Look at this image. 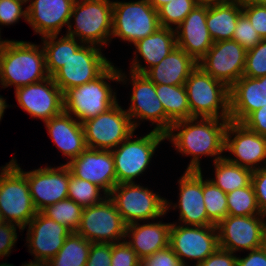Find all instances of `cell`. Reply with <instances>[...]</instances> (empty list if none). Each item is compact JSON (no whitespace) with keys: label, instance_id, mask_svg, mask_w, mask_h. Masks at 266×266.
Segmentation results:
<instances>
[{"label":"cell","instance_id":"cell-1","mask_svg":"<svg viewBox=\"0 0 266 266\" xmlns=\"http://www.w3.org/2000/svg\"><path fill=\"white\" fill-rule=\"evenodd\" d=\"M229 120L192 117L172 123L165 134L172 147L182 156H191L186 171H203L201 157L213 162L224 158L225 131Z\"/></svg>","mask_w":266,"mask_h":266},{"label":"cell","instance_id":"cell-2","mask_svg":"<svg viewBox=\"0 0 266 266\" xmlns=\"http://www.w3.org/2000/svg\"><path fill=\"white\" fill-rule=\"evenodd\" d=\"M48 77L42 44L10 40L0 52L1 88L14 86L15 90Z\"/></svg>","mask_w":266,"mask_h":266},{"label":"cell","instance_id":"cell-3","mask_svg":"<svg viewBox=\"0 0 266 266\" xmlns=\"http://www.w3.org/2000/svg\"><path fill=\"white\" fill-rule=\"evenodd\" d=\"M109 80L119 83V68L113 63L96 79L67 89L63 93L64 112L82 123L108 111L119 101Z\"/></svg>","mask_w":266,"mask_h":266},{"label":"cell","instance_id":"cell-4","mask_svg":"<svg viewBox=\"0 0 266 266\" xmlns=\"http://www.w3.org/2000/svg\"><path fill=\"white\" fill-rule=\"evenodd\" d=\"M112 11V0H76L65 34L83 44L101 48L109 46L112 35Z\"/></svg>","mask_w":266,"mask_h":266},{"label":"cell","instance_id":"cell-5","mask_svg":"<svg viewBox=\"0 0 266 266\" xmlns=\"http://www.w3.org/2000/svg\"><path fill=\"white\" fill-rule=\"evenodd\" d=\"M192 117L230 120V88L196 66L185 82Z\"/></svg>","mask_w":266,"mask_h":266},{"label":"cell","instance_id":"cell-6","mask_svg":"<svg viewBox=\"0 0 266 266\" xmlns=\"http://www.w3.org/2000/svg\"><path fill=\"white\" fill-rule=\"evenodd\" d=\"M129 75V76H128ZM131 84L132 93L130 104L126 112L129 115L134 129L140 127V122L150 121L153 131L166 134L173 121L166 115L164 107L157 97L155 84L144 74L129 71L128 74L119 68V84Z\"/></svg>","mask_w":266,"mask_h":266},{"label":"cell","instance_id":"cell-7","mask_svg":"<svg viewBox=\"0 0 266 266\" xmlns=\"http://www.w3.org/2000/svg\"><path fill=\"white\" fill-rule=\"evenodd\" d=\"M134 134L135 131L111 150L117 184L133 183L143 175L151 165L157 147L166 140L165 134L153 130L139 137Z\"/></svg>","mask_w":266,"mask_h":266},{"label":"cell","instance_id":"cell-8","mask_svg":"<svg viewBox=\"0 0 266 266\" xmlns=\"http://www.w3.org/2000/svg\"><path fill=\"white\" fill-rule=\"evenodd\" d=\"M108 196L126 225L167 215V199L136 182L116 184Z\"/></svg>","mask_w":266,"mask_h":266},{"label":"cell","instance_id":"cell-9","mask_svg":"<svg viewBox=\"0 0 266 266\" xmlns=\"http://www.w3.org/2000/svg\"><path fill=\"white\" fill-rule=\"evenodd\" d=\"M0 213L22 229L37 213L26 176L11 161L0 169Z\"/></svg>","mask_w":266,"mask_h":266},{"label":"cell","instance_id":"cell-10","mask_svg":"<svg viewBox=\"0 0 266 266\" xmlns=\"http://www.w3.org/2000/svg\"><path fill=\"white\" fill-rule=\"evenodd\" d=\"M158 28V11L146 0H113L111 41L117 37L133 45Z\"/></svg>","mask_w":266,"mask_h":266},{"label":"cell","instance_id":"cell-11","mask_svg":"<svg viewBox=\"0 0 266 266\" xmlns=\"http://www.w3.org/2000/svg\"><path fill=\"white\" fill-rule=\"evenodd\" d=\"M119 102L108 111L82 122L87 148L113 150L136 131Z\"/></svg>","mask_w":266,"mask_h":266},{"label":"cell","instance_id":"cell-12","mask_svg":"<svg viewBox=\"0 0 266 266\" xmlns=\"http://www.w3.org/2000/svg\"><path fill=\"white\" fill-rule=\"evenodd\" d=\"M169 246L184 266H196L219 248L217 227L172 222ZM191 261H195L193 265H189Z\"/></svg>","mask_w":266,"mask_h":266},{"label":"cell","instance_id":"cell-13","mask_svg":"<svg viewBox=\"0 0 266 266\" xmlns=\"http://www.w3.org/2000/svg\"><path fill=\"white\" fill-rule=\"evenodd\" d=\"M76 233L92 243L114 244L126 239V224L108 196L101 203L83 209Z\"/></svg>","mask_w":266,"mask_h":266},{"label":"cell","instance_id":"cell-14","mask_svg":"<svg viewBox=\"0 0 266 266\" xmlns=\"http://www.w3.org/2000/svg\"><path fill=\"white\" fill-rule=\"evenodd\" d=\"M102 49L92 44H83L71 54L65 64L52 76L63 93L67 89L96 79L112 64Z\"/></svg>","mask_w":266,"mask_h":266},{"label":"cell","instance_id":"cell-15","mask_svg":"<svg viewBox=\"0 0 266 266\" xmlns=\"http://www.w3.org/2000/svg\"><path fill=\"white\" fill-rule=\"evenodd\" d=\"M25 176L29 185L30 195L37 212L49 205L68 198L70 169L66 164L60 166L39 167L24 171L14 155L10 160Z\"/></svg>","mask_w":266,"mask_h":266},{"label":"cell","instance_id":"cell-16","mask_svg":"<svg viewBox=\"0 0 266 266\" xmlns=\"http://www.w3.org/2000/svg\"><path fill=\"white\" fill-rule=\"evenodd\" d=\"M219 248L232 253L250 251L264 246L266 215H227L217 225Z\"/></svg>","mask_w":266,"mask_h":266},{"label":"cell","instance_id":"cell-17","mask_svg":"<svg viewBox=\"0 0 266 266\" xmlns=\"http://www.w3.org/2000/svg\"><path fill=\"white\" fill-rule=\"evenodd\" d=\"M246 54L247 50L237 41L221 40L213 43L197 65L231 88L243 76Z\"/></svg>","mask_w":266,"mask_h":266},{"label":"cell","instance_id":"cell-18","mask_svg":"<svg viewBox=\"0 0 266 266\" xmlns=\"http://www.w3.org/2000/svg\"><path fill=\"white\" fill-rule=\"evenodd\" d=\"M224 156L229 162L252 171L266 166V137L229 120L225 131ZM231 154V155H230Z\"/></svg>","mask_w":266,"mask_h":266},{"label":"cell","instance_id":"cell-19","mask_svg":"<svg viewBox=\"0 0 266 266\" xmlns=\"http://www.w3.org/2000/svg\"><path fill=\"white\" fill-rule=\"evenodd\" d=\"M178 201L166 200V213L178 209V224L191 226L215 225L207 216L203 197V172L186 171L179 177Z\"/></svg>","mask_w":266,"mask_h":266},{"label":"cell","instance_id":"cell-20","mask_svg":"<svg viewBox=\"0 0 266 266\" xmlns=\"http://www.w3.org/2000/svg\"><path fill=\"white\" fill-rule=\"evenodd\" d=\"M14 93L19 107L34 119L45 122L64 111L63 92L50 76L40 82L18 87Z\"/></svg>","mask_w":266,"mask_h":266},{"label":"cell","instance_id":"cell-21","mask_svg":"<svg viewBox=\"0 0 266 266\" xmlns=\"http://www.w3.org/2000/svg\"><path fill=\"white\" fill-rule=\"evenodd\" d=\"M25 229L27 252L34 256L31 262L42 263L52 259L72 233L69 228L48 218L42 212H37L23 231Z\"/></svg>","mask_w":266,"mask_h":266},{"label":"cell","instance_id":"cell-22","mask_svg":"<svg viewBox=\"0 0 266 266\" xmlns=\"http://www.w3.org/2000/svg\"><path fill=\"white\" fill-rule=\"evenodd\" d=\"M66 165L73 176L99 186L107 195L117 184L114 158L110 150L86 148Z\"/></svg>","mask_w":266,"mask_h":266},{"label":"cell","instance_id":"cell-23","mask_svg":"<svg viewBox=\"0 0 266 266\" xmlns=\"http://www.w3.org/2000/svg\"><path fill=\"white\" fill-rule=\"evenodd\" d=\"M76 0H27V23L40 38L59 35L68 27Z\"/></svg>","mask_w":266,"mask_h":266},{"label":"cell","instance_id":"cell-24","mask_svg":"<svg viewBox=\"0 0 266 266\" xmlns=\"http://www.w3.org/2000/svg\"><path fill=\"white\" fill-rule=\"evenodd\" d=\"M207 5L197 4L184 21L175 28L177 46L198 62L212 47L207 24Z\"/></svg>","mask_w":266,"mask_h":266},{"label":"cell","instance_id":"cell-25","mask_svg":"<svg viewBox=\"0 0 266 266\" xmlns=\"http://www.w3.org/2000/svg\"><path fill=\"white\" fill-rule=\"evenodd\" d=\"M133 45L135 56L130 63L129 71L144 74L148 69L159 64L162 59L177 47L175 29L160 27L154 33ZM141 58L147 66L142 64Z\"/></svg>","mask_w":266,"mask_h":266},{"label":"cell","instance_id":"cell-26","mask_svg":"<svg viewBox=\"0 0 266 266\" xmlns=\"http://www.w3.org/2000/svg\"><path fill=\"white\" fill-rule=\"evenodd\" d=\"M266 105V75L242 76L230 88V121L241 123L250 113Z\"/></svg>","mask_w":266,"mask_h":266},{"label":"cell","instance_id":"cell-27","mask_svg":"<svg viewBox=\"0 0 266 266\" xmlns=\"http://www.w3.org/2000/svg\"><path fill=\"white\" fill-rule=\"evenodd\" d=\"M44 123L53 143L69 160L65 164L87 148L82 123L68 113L63 111Z\"/></svg>","mask_w":266,"mask_h":266},{"label":"cell","instance_id":"cell-28","mask_svg":"<svg viewBox=\"0 0 266 266\" xmlns=\"http://www.w3.org/2000/svg\"><path fill=\"white\" fill-rule=\"evenodd\" d=\"M171 225L172 223H163L160 219L157 222L152 220L126 225L125 237L128 239L125 241L142 260L169 246Z\"/></svg>","mask_w":266,"mask_h":266},{"label":"cell","instance_id":"cell-29","mask_svg":"<svg viewBox=\"0 0 266 266\" xmlns=\"http://www.w3.org/2000/svg\"><path fill=\"white\" fill-rule=\"evenodd\" d=\"M197 62L178 46L144 75L154 84L185 85Z\"/></svg>","mask_w":266,"mask_h":266},{"label":"cell","instance_id":"cell-30","mask_svg":"<svg viewBox=\"0 0 266 266\" xmlns=\"http://www.w3.org/2000/svg\"><path fill=\"white\" fill-rule=\"evenodd\" d=\"M242 3L207 6L206 24L214 42L232 40Z\"/></svg>","mask_w":266,"mask_h":266},{"label":"cell","instance_id":"cell-31","mask_svg":"<svg viewBox=\"0 0 266 266\" xmlns=\"http://www.w3.org/2000/svg\"><path fill=\"white\" fill-rule=\"evenodd\" d=\"M50 35L41 38V43L45 52L46 70L52 77L70 58L71 54L76 52L83 43L67 34ZM59 37V38H58Z\"/></svg>","mask_w":266,"mask_h":266},{"label":"cell","instance_id":"cell-32","mask_svg":"<svg viewBox=\"0 0 266 266\" xmlns=\"http://www.w3.org/2000/svg\"><path fill=\"white\" fill-rule=\"evenodd\" d=\"M214 177L207 178L226 194L251 183L252 170L229 162L225 157L214 163Z\"/></svg>","mask_w":266,"mask_h":266},{"label":"cell","instance_id":"cell-33","mask_svg":"<svg viewBox=\"0 0 266 266\" xmlns=\"http://www.w3.org/2000/svg\"><path fill=\"white\" fill-rule=\"evenodd\" d=\"M155 90L166 115L173 122L191 118L185 85L155 84Z\"/></svg>","mask_w":266,"mask_h":266},{"label":"cell","instance_id":"cell-34","mask_svg":"<svg viewBox=\"0 0 266 266\" xmlns=\"http://www.w3.org/2000/svg\"><path fill=\"white\" fill-rule=\"evenodd\" d=\"M91 243L72 232L58 253L47 262L48 266H86Z\"/></svg>","mask_w":266,"mask_h":266},{"label":"cell","instance_id":"cell-35","mask_svg":"<svg viewBox=\"0 0 266 266\" xmlns=\"http://www.w3.org/2000/svg\"><path fill=\"white\" fill-rule=\"evenodd\" d=\"M83 207L69 198L58 201L53 205L47 206L41 212L48 218L76 232L80 226Z\"/></svg>","mask_w":266,"mask_h":266},{"label":"cell","instance_id":"cell-36","mask_svg":"<svg viewBox=\"0 0 266 266\" xmlns=\"http://www.w3.org/2000/svg\"><path fill=\"white\" fill-rule=\"evenodd\" d=\"M228 215L252 216L264 215L261 213L252 183L227 193Z\"/></svg>","mask_w":266,"mask_h":266},{"label":"cell","instance_id":"cell-37","mask_svg":"<svg viewBox=\"0 0 266 266\" xmlns=\"http://www.w3.org/2000/svg\"><path fill=\"white\" fill-rule=\"evenodd\" d=\"M108 195L97 185L73 176L70 172L68 198L78 205L90 207L101 203Z\"/></svg>","mask_w":266,"mask_h":266},{"label":"cell","instance_id":"cell-38","mask_svg":"<svg viewBox=\"0 0 266 266\" xmlns=\"http://www.w3.org/2000/svg\"><path fill=\"white\" fill-rule=\"evenodd\" d=\"M203 175V197L208 218L217 225L228 215L226 193Z\"/></svg>","mask_w":266,"mask_h":266},{"label":"cell","instance_id":"cell-39","mask_svg":"<svg viewBox=\"0 0 266 266\" xmlns=\"http://www.w3.org/2000/svg\"><path fill=\"white\" fill-rule=\"evenodd\" d=\"M197 4L198 0H171L161 6L157 10L160 27L177 28Z\"/></svg>","mask_w":266,"mask_h":266},{"label":"cell","instance_id":"cell-40","mask_svg":"<svg viewBox=\"0 0 266 266\" xmlns=\"http://www.w3.org/2000/svg\"><path fill=\"white\" fill-rule=\"evenodd\" d=\"M266 75V39L247 50L243 76L259 78Z\"/></svg>","mask_w":266,"mask_h":266},{"label":"cell","instance_id":"cell-41","mask_svg":"<svg viewBox=\"0 0 266 266\" xmlns=\"http://www.w3.org/2000/svg\"><path fill=\"white\" fill-rule=\"evenodd\" d=\"M26 5L27 0H0V26L16 24L22 18L27 23Z\"/></svg>","mask_w":266,"mask_h":266},{"label":"cell","instance_id":"cell-42","mask_svg":"<svg viewBox=\"0 0 266 266\" xmlns=\"http://www.w3.org/2000/svg\"><path fill=\"white\" fill-rule=\"evenodd\" d=\"M232 40L237 41L246 50L254 48L262 40L243 12L237 19Z\"/></svg>","mask_w":266,"mask_h":266},{"label":"cell","instance_id":"cell-43","mask_svg":"<svg viewBox=\"0 0 266 266\" xmlns=\"http://www.w3.org/2000/svg\"><path fill=\"white\" fill-rule=\"evenodd\" d=\"M242 12L249 19L261 39H266V6L244 0L242 2Z\"/></svg>","mask_w":266,"mask_h":266},{"label":"cell","instance_id":"cell-44","mask_svg":"<svg viewBox=\"0 0 266 266\" xmlns=\"http://www.w3.org/2000/svg\"><path fill=\"white\" fill-rule=\"evenodd\" d=\"M111 266H140V259L124 240L112 244Z\"/></svg>","mask_w":266,"mask_h":266},{"label":"cell","instance_id":"cell-45","mask_svg":"<svg viewBox=\"0 0 266 266\" xmlns=\"http://www.w3.org/2000/svg\"><path fill=\"white\" fill-rule=\"evenodd\" d=\"M17 228L23 232L20 226L10 222H5L0 226V259L9 257L13 247L15 248L18 241Z\"/></svg>","mask_w":266,"mask_h":266},{"label":"cell","instance_id":"cell-46","mask_svg":"<svg viewBox=\"0 0 266 266\" xmlns=\"http://www.w3.org/2000/svg\"><path fill=\"white\" fill-rule=\"evenodd\" d=\"M140 266H184L170 246L140 260Z\"/></svg>","mask_w":266,"mask_h":266},{"label":"cell","instance_id":"cell-47","mask_svg":"<svg viewBox=\"0 0 266 266\" xmlns=\"http://www.w3.org/2000/svg\"><path fill=\"white\" fill-rule=\"evenodd\" d=\"M111 255V243H91L86 266H111Z\"/></svg>","mask_w":266,"mask_h":266},{"label":"cell","instance_id":"cell-48","mask_svg":"<svg viewBox=\"0 0 266 266\" xmlns=\"http://www.w3.org/2000/svg\"><path fill=\"white\" fill-rule=\"evenodd\" d=\"M251 183L257 199L258 207L266 215V166L253 170Z\"/></svg>","mask_w":266,"mask_h":266},{"label":"cell","instance_id":"cell-49","mask_svg":"<svg viewBox=\"0 0 266 266\" xmlns=\"http://www.w3.org/2000/svg\"><path fill=\"white\" fill-rule=\"evenodd\" d=\"M196 266H237V255L231 251L218 248Z\"/></svg>","mask_w":266,"mask_h":266},{"label":"cell","instance_id":"cell-50","mask_svg":"<svg viewBox=\"0 0 266 266\" xmlns=\"http://www.w3.org/2000/svg\"><path fill=\"white\" fill-rule=\"evenodd\" d=\"M241 123L249 130L266 137V105L250 113Z\"/></svg>","mask_w":266,"mask_h":266},{"label":"cell","instance_id":"cell-51","mask_svg":"<svg viewBox=\"0 0 266 266\" xmlns=\"http://www.w3.org/2000/svg\"><path fill=\"white\" fill-rule=\"evenodd\" d=\"M247 252L243 257L237 255V266H266L265 246Z\"/></svg>","mask_w":266,"mask_h":266},{"label":"cell","instance_id":"cell-52","mask_svg":"<svg viewBox=\"0 0 266 266\" xmlns=\"http://www.w3.org/2000/svg\"><path fill=\"white\" fill-rule=\"evenodd\" d=\"M198 1L200 4L210 6V5L242 3L244 0H198Z\"/></svg>","mask_w":266,"mask_h":266},{"label":"cell","instance_id":"cell-53","mask_svg":"<svg viewBox=\"0 0 266 266\" xmlns=\"http://www.w3.org/2000/svg\"><path fill=\"white\" fill-rule=\"evenodd\" d=\"M155 10L169 3L171 0H146Z\"/></svg>","mask_w":266,"mask_h":266},{"label":"cell","instance_id":"cell-54","mask_svg":"<svg viewBox=\"0 0 266 266\" xmlns=\"http://www.w3.org/2000/svg\"><path fill=\"white\" fill-rule=\"evenodd\" d=\"M10 107L9 104H7L6 99L3 98L2 95H0V121L4 116V112L6 108Z\"/></svg>","mask_w":266,"mask_h":266},{"label":"cell","instance_id":"cell-55","mask_svg":"<svg viewBox=\"0 0 266 266\" xmlns=\"http://www.w3.org/2000/svg\"><path fill=\"white\" fill-rule=\"evenodd\" d=\"M21 266H48L47 263H42V262H31L29 261L28 263H24Z\"/></svg>","mask_w":266,"mask_h":266},{"label":"cell","instance_id":"cell-56","mask_svg":"<svg viewBox=\"0 0 266 266\" xmlns=\"http://www.w3.org/2000/svg\"><path fill=\"white\" fill-rule=\"evenodd\" d=\"M10 40L8 39H3L1 38V28H0V52L6 47L7 43L9 42Z\"/></svg>","mask_w":266,"mask_h":266},{"label":"cell","instance_id":"cell-57","mask_svg":"<svg viewBox=\"0 0 266 266\" xmlns=\"http://www.w3.org/2000/svg\"><path fill=\"white\" fill-rule=\"evenodd\" d=\"M249 1L260 4L262 6H266V0H249Z\"/></svg>","mask_w":266,"mask_h":266},{"label":"cell","instance_id":"cell-58","mask_svg":"<svg viewBox=\"0 0 266 266\" xmlns=\"http://www.w3.org/2000/svg\"><path fill=\"white\" fill-rule=\"evenodd\" d=\"M5 223L4 219H3V216L2 214L0 213V226Z\"/></svg>","mask_w":266,"mask_h":266},{"label":"cell","instance_id":"cell-59","mask_svg":"<svg viewBox=\"0 0 266 266\" xmlns=\"http://www.w3.org/2000/svg\"><path fill=\"white\" fill-rule=\"evenodd\" d=\"M0 266H14V265H13V264H8V263H6V262H5V263H4V262H3V263L1 262V263H0Z\"/></svg>","mask_w":266,"mask_h":266},{"label":"cell","instance_id":"cell-60","mask_svg":"<svg viewBox=\"0 0 266 266\" xmlns=\"http://www.w3.org/2000/svg\"><path fill=\"white\" fill-rule=\"evenodd\" d=\"M264 246H265V248H266V237H265V241H264Z\"/></svg>","mask_w":266,"mask_h":266}]
</instances>
